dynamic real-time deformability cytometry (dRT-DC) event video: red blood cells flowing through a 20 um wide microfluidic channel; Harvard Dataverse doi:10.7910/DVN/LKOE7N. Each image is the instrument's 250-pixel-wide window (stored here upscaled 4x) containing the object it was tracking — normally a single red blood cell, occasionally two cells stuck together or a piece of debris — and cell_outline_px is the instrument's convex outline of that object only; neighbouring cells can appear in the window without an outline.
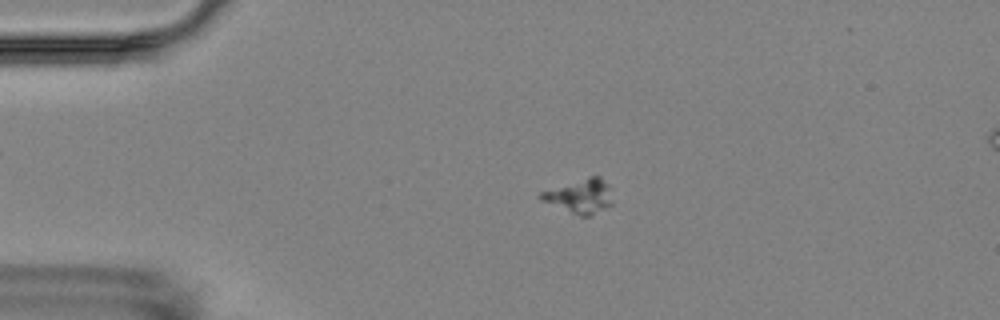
{"species": "Egyptian fruit bat (a non-hibernating species)", "species_latin": "Rousettus aegyptiacus", "temperature_condition": "room temperature", "stored_images_in_passage": 6, "camera_frame_rate_fps": 3000, "um_per_image_px": 0.085, "animal": {"sex": "female"}, "frame": {"image": 1, "passage_image": 4, "time_ms": 3.333, "image_size_px": [1000, 320], "cell_outline_px": [[612, 204], [592, 216], [580, 216], [540, 200], [540, 192], [592, 176], [600, 176], [612, 188]], "centroid_in_image_um": [49.36, 16.69], "position_along_channel_um": 35.6, "area_um2": 14.1}}
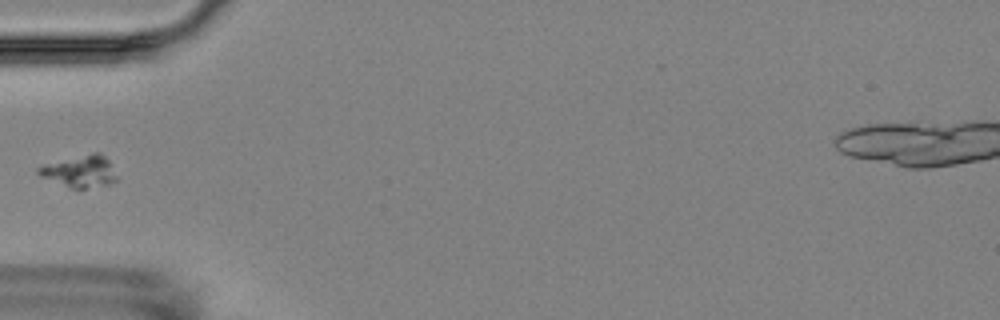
{"frame": {"image": 2, "passage_image": 6, "time_ms": 5.667, "image_size_px": [1000, 320], "cell_outline_px": [[116, 180], [112, 184], [84, 188], [72, 188], [40, 176], [36, 172], [36, 168], [44, 164], [92, 152], [100, 152], [108, 160], [116, 176]], "centroid_in_image_um": [6.78, 14.55], "position_along_channel_um": 78.2, "area_um2": 14.39}}